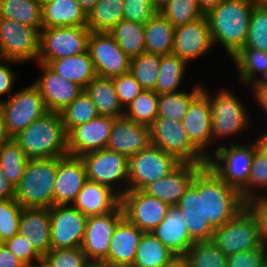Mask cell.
Listing matches in <instances>:
<instances>
[{
    "instance_id": "obj_1",
    "label": "cell",
    "mask_w": 267,
    "mask_h": 267,
    "mask_svg": "<svg viewBox=\"0 0 267 267\" xmlns=\"http://www.w3.org/2000/svg\"><path fill=\"white\" fill-rule=\"evenodd\" d=\"M254 5L250 0H222L204 14L213 46H222L230 59L245 44Z\"/></svg>"
},
{
    "instance_id": "obj_2",
    "label": "cell",
    "mask_w": 267,
    "mask_h": 267,
    "mask_svg": "<svg viewBox=\"0 0 267 267\" xmlns=\"http://www.w3.org/2000/svg\"><path fill=\"white\" fill-rule=\"evenodd\" d=\"M13 138L28 159L68 156L67 133L59 112H46Z\"/></svg>"
},
{
    "instance_id": "obj_3",
    "label": "cell",
    "mask_w": 267,
    "mask_h": 267,
    "mask_svg": "<svg viewBox=\"0 0 267 267\" xmlns=\"http://www.w3.org/2000/svg\"><path fill=\"white\" fill-rule=\"evenodd\" d=\"M222 87L212 93L202 84V91L207 95L211 106V136L214 145L218 144L217 147L220 146L219 142L225 143V138L228 140L232 137L233 140L230 142L237 143L236 135L242 134L245 130L249 131V125L252 123L250 112L244 106V100L231 91V88Z\"/></svg>"
},
{
    "instance_id": "obj_4",
    "label": "cell",
    "mask_w": 267,
    "mask_h": 267,
    "mask_svg": "<svg viewBox=\"0 0 267 267\" xmlns=\"http://www.w3.org/2000/svg\"><path fill=\"white\" fill-rule=\"evenodd\" d=\"M57 158L29 159L14 199L23 208H50L54 205Z\"/></svg>"
},
{
    "instance_id": "obj_5",
    "label": "cell",
    "mask_w": 267,
    "mask_h": 267,
    "mask_svg": "<svg viewBox=\"0 0 267 267\" xmlns=\"http://www.w3.org/2000/svg\"><path fill=\"white\" fill-rule=\"evenodd\" d=\"M245 204L239 191L227 185L210 167L203 166V217L214 229L233 218Z\"/></svg>"
},
{
    "instance_id": "obj_6",
    "label": "cell",
    "mask_w": 267,
    "mask_h": 267,
    "mask_svg": "<svg viewBox=\"0 0 267 267\" xmlns=\"http://www.w3.org/2000/svg\"><path fill=\"white\" fill-rule=\"evenodd\" d=\"M257 145L252 140L249 143L221 144L209 157L210 167L227 185L241 192L250 176L252 159Z\"/></svg>"
},
{
    "instance_id": "obj_7",
    "label": "cell",
    "mask_w": 267,
    "mask_h": 267,
    "mask_svg": "<svg viewBox=\"0 0 267 267\" xmlns=\"http://www.w3.org/2000/svg\"><path fill=\"white\" fill-rule=\"evenodd\" d=\"M149 128L151 145L181 163L207 164L208 158L191 142L181 121L157 117Z\"/></svg>"
},
{
    "instance_id": "obj_8",
    "label": "cell",
    "mask_w": 267,
    "mask_h": 267,
    "mask_svg": "<svg viewBox=\"0 0 267 267\" xmlns=\"http://www.w3.org/2000/svg\"><path fill=\"white\" fill-rule=\"evenodd\" d=\"M213 242L228 257L264 246L253 213L245 206L233 218L214 230Z\"/></svg>"
},
{
    "instance_id": "obj_9",
    "label": "cell",
    "mask_w": 267,
    "mask_h": 267,
    "mask_svg": "<svg viewBox=\"0 0 267 267\" xmlns=\"http://www.w3.org/2000/svg\"><path fill=\"white\" fill-rule=\"evenodd\" d=\"M80 158L88 180L110 187L121 197L128 191L129 159L126 156L104 148Z\"/></svg>"
},
{
    "instance_id": "obj_10",
    "label": "cell",
    "mask_w": 267,
    "mask_h": 267,
    "mask_svg": "<svg viewBox=\"0 0 267 267\" xmlns=\"http://www.w3.org/2000/svg\"><path fill=\"white\" fill-rule=\"evenodd\" d=\"M91 31L87 27H51L40 30L38 62L63 59L86 52Z\"/></svg>"
},
{
    "instance_id": "obj_11",
    "label": "cell",
    "mask_w": 267,
    "mask_h": 267,
    "mask_svg": "<svg viewBox=\"0 0 267 267\" xmlns=\"http://www.w3.org/2000/svg\"><path fill=\"white\" fill-rule=\"evenodd\" d=\"M8 134L13 138L48 110L38 88L32 83L18 89L0 103Z\"/></svg>"
},
{
    "instance_id": "obj_12",
    "label": "cell",
    "mask_w": 267,
    "mask_h": 267,
    "mask_svg": "<svg viewBox=\"0 0 267 267\" xmlns=\"http://www.w3.org/2000/svg\"><path fill=\"white\" fill-rule=\"evenodd\" d=\"M180 164L173 155L150 145L129 158L128 190H142L149 183L170 174Z\"/></svg>"
},
{
    "instance_id": "obj_13",
    "label": "cell",
    "mask_w": 267,
    "mask_h": 267,
    "mask_svg": "<svg viewBox=\"0 0 267 267\" xmlns=\"http://www.w3.org/2000/svg\"><path fill=\"white\" fill-rule=\"evenodd\" d=\"M39 42L40 32L35 28L0 18V59L37 63Z\"/></svg>"
},
{
    "instance_id": "obj_14",
    "label": "cell",
    "mask_w": 267,
    "mask_h": 267,
    "mask_svg": "<svg viewBox=\"0 0 267 267\" xmlns=\"http://www.w3.org/2000/svg\"><path fill=\"white\" fill-rule=\"evenodd\" d=\"M49 211L51 249L80 247L87 216L73 205H53Z\"/></svg>"
},
{
    "instance_id": "obj_15",
    "label": "cell",
    "mask_w": 267,
    "mask_h": 267,
    "mask_svg": "<svg viewBox=\"0 0 267 267\" xmlns=\"http://www.w3.org/2000/svg\"><path fill=\"white\" fill-rule=\"evenodd\" d=\"M87 50L97 76L113 78L129 72L131 59L109 33L91 32Z\"/></svg>"
},
{
    "instance_id": "obj_16",
    "label": "cell",
    "mask_w": 267,
    "mask_h": 267,
    "mask_svg": "<svg viewBox=\"0 0 267 267\" xmlns=\"http://www.w3.org/2000/svg\"><path fill=\"white\" fill-rule=\"evenodd\" d=\"M120 205L115 211L87 217L81 248L90 262H102L108 254L110 241L118 223L124 218Z\"/></svg>"
},
{
    "instance_id": "obj_17",
    "label": "cell",
    "mask_w": 267,
    "mask_h": 267,
    "mask_svg": "<svg viewBox=\"0 0 267 267\" xmlns=\"http://www.w3.org/2000/svg\"><path fill=\"white\" fill-rule=\"evenodd\" d=\"M177 206L183 212V221L195 242L212 240L215 229L203 217V167L197 172Z\"/></svg>"
},
{
    "instance_id": "obj_18",
    "label": "cell",
    "mask_w": 267,
    "mask_h": 267,
    "mask_svg": "<svg viewBox=\"0 0 267 267\" xmlns=\"http://www.w3.org/2000/svg\"><path fill=\"white\" fill-rule=\"evenodd\" d=\"M124 216L143 232H151L165 218L169 205L142 190H128L121 197Z\"/></svg>"
},
{
    "instance_id": "obj_19",
    "label": "cell",
    "mask_w": 267,
    "mask_h": 267,
    "mask_svg": "<svg viewBox=\"0 0 267 267\" xmlns=\"http://www.w3.org/2000/svg\"><path fill=\"white\" fill-rule=\"evenodd\" d=\"M214 50L210 29L204 16L174 28L172 54L182 58L188 64L204 57V54Z\"/></svg>"
},
{
    "instance_id": "obj_20",
    "label": "cell",
    "mask_w": 267,
    "mask_h": 267,
    "mask_svg": "<svg viewBox=\"0 0 267 267\" xmlns=\"http://www.w3.org/2000/svg\"><path fill=\"white\" fill-rule=\"evenodd\" d=\"M114 119L108 116H98L72 128L67 133L68 155L81 157L106 148Z\"/></svg>"
},
{
    "instance_id": "obj_21",
    "label": "cell",
    "mask_w": 267,
    "mask_h": 267,
    "mask_svg": "<svg viewBox=\"0 0 267 267\" xmlns=\"http://www.w3.org/2000/svg\"><path fill=\"white\" fill-rule=\"evenodd\" d=\"M181 123L191 142L208 158L216 148L211 136V106L203 91L191 101Z\"/></svg>"
},
{
    "instance_id": "obj_22",
    "label": "cell",
    "mask_w": 267,
    "mask_h": 267,
    "mask_svg": "<svg viewBox=\"0 0 267 267\" xmlns=\"http://www.w3.org/2000/svg\"><path fill=\"white\" fill-rule=\"evenodd\" d=\"M35 64L41 70V74L33 84L38 88L48 111L60 113L84 90L78 84L62 78L47 64L41 62Z\"/></svg>"
},
{
    "instance_id": "obj_23",
    "label": "cell",
    "mask_w": 267,
    "mask_h": 267,
    "mask_svg": "<svg viewBox=\"0 0 267 267\" xmlns=\"http://www.w3.org/2000/svg\"><path fill=\"white\" fill-rule=\"evenodd\" d=\"M205 165L207 164L181 163L164 178L146 185L142 191L169 206H177L197 172Z\"/></svg>"
},
{
    "instance_id": "obj_24",
    "label": "cell",
    "mask_w": 267,
    "mask_h": 267,
    "mask_svg": "<svg viewBox=\"0 0 267 267\" xmlns=\"http://www.w3.org/2000/svg\"><path fill=\"white\" fill-rule=\"evenodd\" d=\"M86 169L80 157L57 158L54 205H72L87 181Z\"/></svg>"
},
{
    "instance_id": "obj_25",
    "label": "cell",
    "mask_w": 267,
    "mask_h": 267,
    "mask_svg": "<svg viewBox=\"0 0 267 267\" xmlns=\"http://www.w3.org/2000/svg\"><path fill=\"white\" fill-rule=\"evenodd\" d=\"M151 145L150 128L126 118H115L106 148L128 159Z\"/></svg>"
},
{
    "instance_id": "obj_26",
    "label": "cell",
    "mask_w": 267,
    "mask_h": 267,
    "mask_svg": "<svg viewBox=\"0 0 267 267\" xmlns=\"http://www.w3.org/2000/svg\"><path fill=\"white\" fill-rule=\"evenodd\" d=\"M143 231L124 217L117 225L110 241L107 264L132 267Z\"/></svg>"
},
{
    "instance_id": "obj_27",
    "label": "cell",
    "mask_w": 267,
    "mask_h": 267,
    "mask_svg": "<svg viewBox=\"0 0 267 267\" xmlns=\"http://www.w3.org/2000/svg\"><path fill=\"white\" fill-rule=\"evenodd\" d=\"M184 214L178 206H170L165 218L151 233L176 256H184L195 243L184 223Z\"/></svg>"
},
{
    "instance_id": "obj_28",
    "label": "cell",
    "mask_w": 267,
    "mask_h": 267,
    "mask_svg": "<svg viewBox=\"0 0 267 267\" xmlns=\"http://www.w3.org/2000/svg\"><path fill=\"white\" fill-rule=\"evenodd\" d=\"M72 205L87 217L103 215L121 205V196L108 186L87 180Z\"/></svg>"
},
{
    "instance_id": "obj_29",
    "label": "cell",
    "mask_w": 267,
    "mask_h": 267,
    "mask_svg": "<svg viewBox=\"0 0 267 267\" xmlns=\"http://www.w3.org/2000/svg\"><path fill=\"white\" fill-rule=\"evenodd\" d=\"M18 233L44 257L51 250L49 209L22 208Z\"/></svg>"
},
{
    "instance_id": "obj_30",
    "label": "cell",
    "mask_w": 267,
    "mask_h": 267,
    "mask_svg": "<svg viewBox=\"0 0 267 267\" xmlns=\"http://www.w3.org/2000/svg\"><path fill=\"white\" fill-rule=\"evenodd\" d=\"M87 26V15L76 0H54L42 6V28Z\"/></svg>"
},
{
    "instance_id": "obj_31",
    "label": "cell",
    "mask_w": 267,
    "mask_h": 267,
    "mask_svg": "<svg viewBox=\"0 0 267 267\" xmlns=\"http://www.w3.org/2000/svg\"><path fill=\"white\" fill-rule=\"evenodd\" d=\"M47 65L62 78L83 89L97 76L88 50L63 59L50 60Z\"/></svg>"
},
{
    "instance_id": "obj_32",
    "label": "cell",
    "mask_w": 267,
    "mask_h": 267,
    "mask_svg": "<svg viewBox=\"0 0 267 267\" xmlns=\"http://www.w3.org/2000/svg\"><path fill=\"white\" fill-rule=\"evenodd\" d=\"M84 90L95 104L99 116H124L125 109L119 102L112 78L96 76Z\"/></svg>"
},
{
    "instance_id": "obj_33",
    "label": "cell",
    "mask_w": 267,
    "mask_h": 267,
    "mask_svg": "<svg viewBox=\"0 0 267 267\" xmlns=\"http://www.w3.org/2000/svg\"><path fill=\"white\" fill-rule=\"evenodd\" d=\"M145 52L160 56L170 55L173 50L174 27L159 12L144 24Z\"/></svg>"
},
{
    "instance_id": "obj_34",
    "label": "cell",
    "mask_w": 267,
    "mask_h": 267,
    "mask_svg": "<svg viewBox=\"0 0 267 267\" xmlns=\"http://www.w3.org/2000/svg\"><path fill=\"white\" fill-rule=\"evenodd\" d=\"M176 255L151 232H144L136 249L132 267H161Z\"/></svg>"
},
{
    "instance_id": "obj_35",
    "label": "cell",
    "mask_w": 267,
    "mask_h": 267,
    "mask_svg": "<svg viewBox=\"0 0 267 267\" xmlns=\"http://www.w3.org/2000/svg\"><path fill=\"white\" fill-rule=\"evenodd\" d=\"M0 18L42 29V7L37 0H0Z\"/></svg>"
},
{
    "instance_id": "obj_36",
    "label": "cell",
    "mask_w": 267,
    "mask_h": 267,
    "mask_svg": "<svg viewBox=\"0 0 267 267\" xmlns=\"http://www.w3.org/2000/svg\"><path fill=\"white\" fill-rule=\"evenodd\" d=\"M189 64L176 55L161 56L159 76L154 91L160 95L181 91Z\"/></svg>"
},
{
    "instance_id": "obj_37",
    "label": "cell",
    "mask_w": 267,
    "mask_h": 267,
    "mask_svg": "<svg viewBox=\"0 0 267 267\" xmlns=\"http://www.w3.org/2000/svg\"><path fill=\"white\" fill-rule=\"evenodd\" d=\"M238 72V83L250 87L267 70V52L258 49H241L231 58Z\"/></svg>"
},
{
    "instance_id": "obj_38",
    "label": "cell",
    "mask_w": 267,
    "mask_h": 267,
    "mask_svg": "<svg viewBox=\"0 0 267 267\" xmlns=\"http://www.w3.org/2000/svg\"><path fill=\"white\" fill-rule=\"evenodd\" d=\"M124 0H98L87 16V28L91 32L108 33L123 20Z\"/></svg>"
},
{
    "instance_id": "obj_39",
    "label": "cell",
    "mask_w": 267,
    "mask_h": 267,
    "mask_svg": "<svg viewBox=\"0 0 267 267\" xmlns=\"http://www.w3.org/2000/svg\"><path fill=\"white\" fill-rule=\"evenodd\" d=\"M108 33L130 59L145 52L144 24L123 19Z\"/></svg>"
},
{
    "instance_id": "obj_40",
    "label": "cell",
    "mask_w": 267,
    "mask_h": 267,
    "mask_svg": "<svg viewBox=\"0 0 267 267\" xmlns=\"http://www.w3.org/2000/svg\"><path fill=\"white\" fill-rule=\"evenodd\" d=\"M174 93L160 94L158 98L157 117L181 121L191 101L202 91L201 83L193 88Z\"/></svg>"
},
{
    "instance_id": "obj_41",
    "label": "cell",
    "mask_w": 267,
    "mask_h": 267,
    "mask_svg": "<svg viewBox=\"0 0 267 267\" xmlns=\"http://www.w3.org/2000/svg\"><path fill=\"white\" fill-rule=\"evenodd\" d=\"M28 160L14 138L0 147V166L3 174L15 186L21 181Z\"/></svg>"
},
{
    "instance_id": "obj_42",
    "label": "cell",
    "mask_w": 267,
    "mask_h": 267,
    "mask_svg": "<svg viewBox=\"0 0 267 267\" xmlns=\"http://www.w3.org/2000/svg\"><path fill=\"white\" fill-rule=\"evenodd\" d=\"M184 257L189 267H227V256L213 240L195 242Z\"/></svg>"
},
{
    "instance_id": "obj_43",
    "label": "cell",
    "mask_w": 267,
    "mask_h": 267,
    "mask_svg": "<svg viewBox=\"0 0 267 267\" xmlns=\"http://www.w3.org/2000/svg\"><path fill=\"white\" fill-rule=\"evenodd\" d=\"M66 133L72 128L97 118L98 112L89 95L83 90L78 97L60 112Z\"/></svg>"
},
{
    "instance_id": "obj_44",
    "label": "cell",
    "mask_w": 267,
    "mask_h": 267,
    "mask_svg": "<svg viewBox=\"0 0 267 267\" xmlns=\"http://www.w3.org/2000/svg\"><path fill=\"white\" fill-rule=\"evenodd\" d=\"M161 56L152 53H142L130 60V74L144 90H154L159 76Z\"/></svg>"
},
{
    "instance_id": "obj_45",
    "label": "cell",
    "mask_w": 267,
    "mask_h": 267,
    "mask_svg": "<svg viewBox=\"0 0 267 267\" xmlns=\"http://www.w3.org/2000/svg\"><path fill=\"white\" fill-rule=\"evenodd\" d=\"M158 98L154 90H144L125 109L124 116L138 124L150 126L157 118Z\"/></svg>"
},
{
    "instance_id": "obj_46",
    "label": "cell",
    "mask_w": 267,
    "mask_h": 267,
    "mask_svg": "<svg viewBox=\"0 0 267 267\" xmlns=\"http://www.w3.org/2000/svg\"><path fill=\"white\" fill-rule=\"evenodd\" d=\"M174 27H180L204 16L197 0H170L160 11Z\"/></svg>"
},
{
    "instance_id": "obj_47",
    "label": "cell",
    "mask_w": 267,
    "mask_h": 267,
    "mask_svg": "<svg viewBox=\"0 0 267 267\" xmlns=\"http://www.w3.org/2000/svg\"><path fill=\"white\" fill-rule=\"evenodd\" d=\"M242 49H258L267 52V4L254 5L247 38Z\"/></svg>"
},
{
    "instance_id": "obj_48",
    "label": "cell",
    "mask_w": 267,
    "mask_h": 267,
    "mask_svg": "<svg viewBox=\"0 0 267 267\" xmlns=\"http://www.w3.org/2000/svg\"><path fill=\"white\" fill-rule=\"evenodd\" d=\"M261 194H267V158L256 149L247 186L240 192V195L247 202Z\"/></svg>"
},
{
    "instance_id": "obj_49",
    "label": "cell",
    "mask_w": 267,
    "mask_h": 267,
    "mask_svg": "<svg viewBox=\"0 0 267 267\" xmlns=\"http://www.w3.org/2000/svg\"><path fill=\"white\" fill-rule=\"evenodd\" d=\"M22 208L14 198L0 199V243L18 233Z\"/></svg>"
},
{
    "instance_id": "obj_50",
    "label": "cell",
    "mask_w": 267,
    "mask_h": 267,
    "mask_svg": "<svg viewBox=\"0 0 267 267\" xmlns=\"http://www.w3.org/2000/svg\"><path fill=\"white\" fill-rule=\"evenodd\" d=\"M43 259L52 267H89L90 264L81 247L51 249Z\"/></svg>"
},
{
    "instance_id": "obj_51",
    "label": "cell",
    "mask_w": 267,
    "mask_h": 267,
    "mask_svg": "<svg viewBox=\"0 0 267 267\" xmlns=\"http://www.w3.org/2000/svg\"><path fill=\"white\" fill-rule=\"evenodd\" d=\"M119 102L126 109L144 89L130 72L112 78Z\"/></svg>"
},
{
    "instance_id": "obj_52",
    "label": "cell",
    "mask_w": 267,
    "mask_h": 267,
    "mask_svg": "<svg viewBox=\"0 0 267 267\" xmlns=\"http://www.w3.org/2000/svg\"><path fill=\"white\" fill-rule=\"evenodd\" d=\"M123 19L146 24L158 11L151 0H124Z\"/></svg>"
},
{
    "instance_id": "obj_53",
    "label": "cell",
    "mask_w": 267,
    "mask_h": 267,
    "mask_svg": "<svg viewBox=\"0 0 267 267\" xmlns=\"http://www.w3.org/2000/svg\"><path fill=\"white\" fill-rule=\"evenodd\" d=\"M267 265V248L241 251L227 257V267H265Z\"/></svg>"
},
{
    "instance_id": "obj_54",
    "label": "cell",
    "mask_w": 267,
    "mask_h": 267,
    "mask_svg": "<svg viewBox=\"0 0 267 267\" xmlns=\"http://www.w3.org/2000/svg\"><path fill=\"white\" fill-rule=\"evenodd\" d=\"M10 252L20 259L24 264H32L43 258L26 238L17 233L12 238L3 242Z\"/></svg>"
},
{
    "instance_id": "obj_55",
    "label": "cell",
    "mask_w": 267,
    "mask_h": 267,
    "mask_svg": "<svg viewBox=\"0 0 267 267\" xmlns=\"http://www.w3.org/2000/svg\"><path fill=\"white\" fill-rule=\"evenodd\" d=\"M245 206L253 213L260 239L267 246V194H261L248 200Z\"/></svg>"
},
{
    "instance_id": "obj_56",
    "label": "cell",
    "mask_w": 267,
    "mask_h": 267,
    "mask_svg": "<svg viewBox=\"0 0 267 267\" xmlns=\"http://www.w3.org/2000/svg\"><path fill=\"white\" fill-rule=\"evenodd\" d=\"M12 64H20L16 61L0 59V103L7 99L4 98L5 95H9L10 98L14 93V84L17 80V73L12 69ZM13 90V91H12ZM12 92V93H11Z\"/></svg>"
},
{
    "instance_id": "obj_57",
    "label": "cell",
    "mask_w": 267,
    "mask_h": 267,
    "mask_svg": "<svg viewBox=\"0 0 267 267\" xmlns=\"http://www.w3.org/2000/svg\"><path fill=\"white\" fill-rule=\"evenodd\" d=\"M24 263L13 255L4 243H0V267H23Z\"/></svg>"
},
{
    "instance_id": "obj_58",
    "label": "cell",
    "mask_w": 267,
    "mask_h": 267,
    "mask_svg": "<svg viewBox=\"0 0 267 267\" xmlns=\"http://www.w3.org/2000/svg\"><path fill=\"white\" fill-rule=\"evenodd\" d=\"M15 197V185L3 174L0 166V199H13Z\"/></svg>"
},
{
    "instance_id": "obj_59",
    "label": "cell",
    "mask_w": 267,
    "mask_h": 267,
    "mask_svg": "<svg viewBox=\"0 0 267 267\" xmlns=\"http://www.w3.org/2000/svg\"><path fill=\"white\" fill-rule=\"evenodd\" d=\"M251 90L250 93H252V98L254 97V101L259 104V107L261 110L266 113V118H267V87H249Z\"/></svg>"
},
{
    "instance_id": "obj_60",
    "label": "cell",
    "mask_w": 267,
    "mask_h": 267,
    "mask_svg": "<svg viewBox=\"0 0 267 267\" xmlns=\"http://www.w3.org/2000/svg\"><path fill=\"white\" fill-rule=\"evenodd\" d=\"M11 139V136L8 134L5 120H4V114L0 107V147L4 145L7 141Z\"/></svg>"
},
{
    "instance_id": "obj_61",
    "label": "cell",
    "mask_w": 267,
    "mask_h": 267,
    "mask_svg": "<svg viewBox=\"0 0 267 267\" xmlns=\"http://www.w3.org/2000/svg\"><path fill=\"white\" fill-rule=\"evenodd\" d=\"M260 133V135L257 134V139L254 138V142L257 145V149L267 158V131Z\"/></svg>"
},
{
    "instance_id": "obj_62",
    "label": "cell",
    "mask_w": 267,
    "mask_h": 267,
    "mask_svg": "<svg viewBox=\"0 0 267 267\" xmlns=\"http://www.w3.org/2000/svg\"><path fill=\"white\" fill-rule=\"evenodd\" d=\"M161 267H189L184 256H175L170 262Z\"/></svg>"
},
{
    "instance_id": "obj_63",
    "label": "cell",
    "mask_w": 267,
    "mask_h": 267,
    "mask_svg": "<svg viewBox=\"0 0 267 267\" xmlns=\"http://www.w3.org/2000/svg\"><path fill=\"white\" fill-rule=\"evenodd\" d=\"M76 1L80 4L82 10L86 13L87 16L93 10L94 6L98 2V0H76Z\"/></svg>"
},
{
    "instance_id": "obj_64",
    "label": "cell",
    "mask_w": 267,
    "mask_h": 267,
    "mask_svg": "<svg viewBox=\"0 0 267 267\" xmlns=\"http://www.w3.org/2000/svg\"><path fill=\"white\" fill-rule=\"evenodd\" d=\"M222 0H197L199 7L205 13L210 8L216 6Z\"/></svg>"
},
{
    "instance_id": "obj_65",
    "label": "cell",
    "mask_w": 267,
    "mask_h": 267,
    "mask_svg": "<svg viewBox=\"0 0 267 267\" xmlns=\"http://www.w3.org/2000/svg\"><path fill=\"white\" fill-rule=\"evenodd\" d=\"M250 87H267V70Z\"/></svg>"
},
{
    "instance_id": "obj_66",
    "label": "cell",
    "mask_w": 267,
    "mask_h": 267,
    "mask_svg": "<svg viewBox=\"0 0 267 267\" xmlns=\"http://www.w3.org/2000/svg\"><path fill=\"white\" fill-rule=\"evenodd\" d=\"M170 0H151L153 7L159 12Z\"/></svg>"
},
{
    "instance_id": "obj_67",
    "label": "cell",
    "mask_w": 267,
    "mask_h": 267,
    "mask_svg": "<svg viewBox=\"0 0 267 267\" xmlns=\"http://www.w3.org/2000/svg\"><path fill=\"white\" fill-rule=\"evenodd\" d=\"M89 267H123V266L111 265L105 262H90Z\"/></svg>"
},
{
    "instance_id": "obj_68",
    "label": "cell",
    "mask_w": 267,
    "mask_h": 267,
    "mask_svg": "<svg viewBox=\"0 0 267 267\" xmlns=\"http://www.w3.org/2000/svg\"><path fill=\"white\" fill-rule=\"evenodd\" d=\"M255 5L267 4V0H250Z\"/></svg>"
},
{
    "instance_id": "obj_69",
    "label": "cell",
    "mask_w": 267,
    "mask_h": 267,
    "mask_svg": "<svg viewBox=\"0 0 267 267\" xmlns=\"http://www.w3.org/2000/svg\"><path fill=\"white\" fill-rule=\"evenodd\" d=\"M40 267H52L43 258L40 259Z\"/></svg>"
},
{
    "instance_id": "obj_70",
    "label": "cell",
    "mask_w": 267,
    "mask_h": 267,
    "mask_svg": "<svg viewBox=\"0 0 267 267\" xmlns=\"http://www.w3.org/2000/svg\"><path fill=\"white\" fill-rule=\"evenodd\" d=\"M23 267H40V260L32 264H24Z\"/></svg>"
},
{
    "instance_id": "obj_71",
    "label": "cell",
    "mask_w": 267,
    "mask_h": 267,
    "mask_svg": "<svg viewBox=\"0 0 267 267\" xmlns=\"http://www.w3.org/2000/svg\"><path fill=\"white\" fill-rule=\"evenodd\" d=\"M39 2V4L41 5V7L49 2H52L54 0H37Z\"/></svg>"
}]
</instances>
